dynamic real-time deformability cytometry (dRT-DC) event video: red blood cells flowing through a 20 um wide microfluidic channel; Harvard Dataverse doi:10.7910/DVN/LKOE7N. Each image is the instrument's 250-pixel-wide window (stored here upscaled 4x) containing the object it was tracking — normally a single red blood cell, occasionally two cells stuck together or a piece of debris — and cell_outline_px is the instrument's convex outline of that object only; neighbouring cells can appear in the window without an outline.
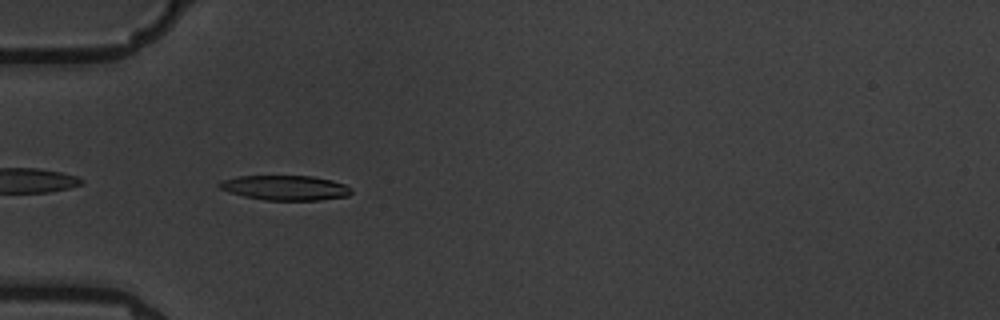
{"species": "common noctule bat (a hibernating species)", "species_latin": "Nyctalus noctula", "temperature_condition": "warm", "stored_images_in_passage": 15, "camera_frame_rate_fps": 3000, "um_per_image_px": 0.085, "animal": {"sex": "male", "body_mass_g": 19.5, "forearm_length_mm": 54.6}, "frame": {"image": 1, "passage_image": 5, "time_ms": 5.333, "image_size_px": [1000, 320], "cell_outline_px": [[352, 192], [348, 196], [320, 200], [268, 200], [244, 196], [220, 188], [216, 184], [220, 180], [240, 176], [312, 176], [332, 180], [344, 184], [352, 188]], "centroid_in_image_um": [24.27, 15.95], "position_along_channel_um": 60.7, "area_um2": 19.02}}
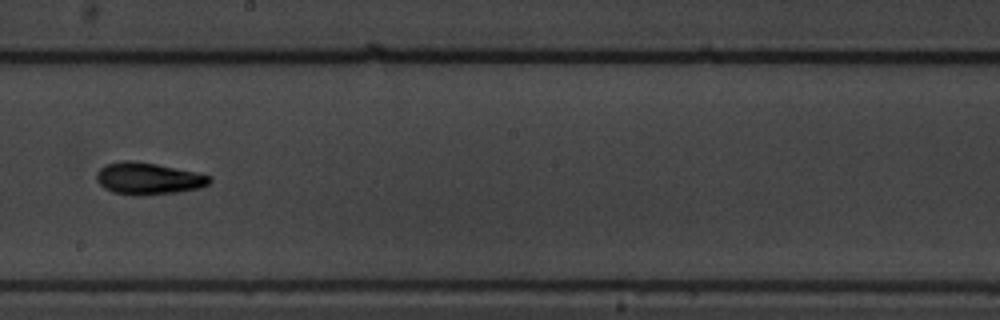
{"frame": {"image": 2, "passage_image": 9, "time_ms": 10.333, "image_size_px": [1000, 320], "cell_outline_px": [[212, 180], [208, 184], [200, 188], [176, 192], [136, 196], [112, 192], [104, 188], [96, 180], [96, 172], [100, 168], [108, 164], [124, 160], [132, 160], [156, 164], [196, 172], [212, 176]], "centroid_in_image_um": [12.59, 15.18], "position_along_channel_um": 235.6, "area_um2": 21.04}}
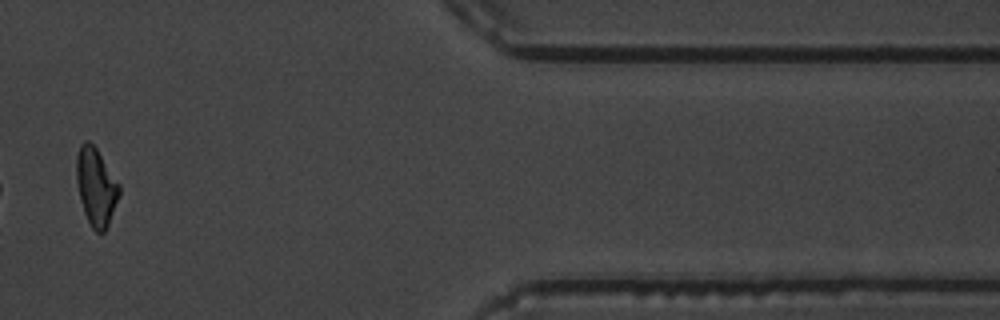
{"frame": {"image": 3, "passage_image": 14, "time_ms": 16.0, "image_size_px": [1000, 320], "cell_outline_px": [[120, 192], [108, 224], [104, 232], [96, 232], [92, 228], [84, 212], [80, 200], [76, 180], [76, 156], [80, 144], [84, 140], [88, 140], [96, 148], [120, 184]], "centroid_in_image_um": [8.14, 15.84], "position_along_channel_um": 403.3, "area_um2": 19.25}, "authors_computed_cell_mechanics": {"area_um2": 19.7098, "velocity_mm_per_s": 3.6029, "shape_relaxation_time_tau1_ms": 4.3544, "shape_relaxation_time_tau2_ms": 4.9498, "deformation_change_tau1": 0.1356, "deformation_change_tau2": 0.1272}}